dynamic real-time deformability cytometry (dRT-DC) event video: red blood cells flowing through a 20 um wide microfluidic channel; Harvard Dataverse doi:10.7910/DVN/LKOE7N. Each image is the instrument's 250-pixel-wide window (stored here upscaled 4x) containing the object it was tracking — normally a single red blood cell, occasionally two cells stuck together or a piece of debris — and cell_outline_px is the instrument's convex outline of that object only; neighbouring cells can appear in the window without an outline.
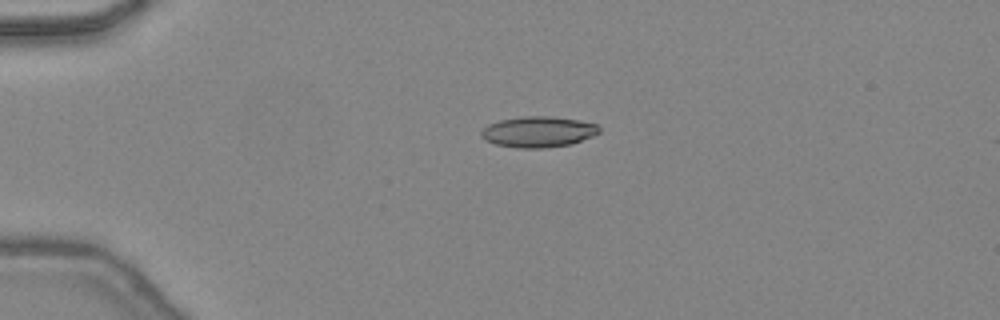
{"species": "common noctule bat (a hibernating species)", "species_latin": "Nyctalus noctula", "temperature_condition": "warm", "stored_images_in_passage": 3, "camera_frame_rate_fps": 3000, "um_per_image_px": 0.085, "animal": {"sex": "female", "body_mass_g": 24.6, "forearm_length_mm": 56.2}, "frame": {"image": 1, "passage_image": 1, "time_ms": 0.0, "image_size_px": [1000, 320], "cell_outline_px": [[600, 132], [592, 136], [572, 144], [544, 148], [520, 148], [496, 144], [484, 140], [480, 136], [480, 132], [488, 124], [500, 120], [524, 116], [548, 116], [580, 120], [596, 124], [600, 128]], "centroid_in_image_um": [45.74, 11.2], "position_along_channel_um": 39.3, "area_um2": 21.21}}